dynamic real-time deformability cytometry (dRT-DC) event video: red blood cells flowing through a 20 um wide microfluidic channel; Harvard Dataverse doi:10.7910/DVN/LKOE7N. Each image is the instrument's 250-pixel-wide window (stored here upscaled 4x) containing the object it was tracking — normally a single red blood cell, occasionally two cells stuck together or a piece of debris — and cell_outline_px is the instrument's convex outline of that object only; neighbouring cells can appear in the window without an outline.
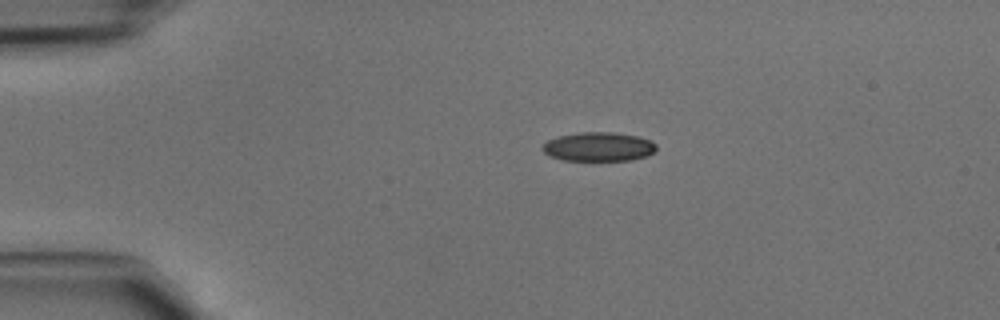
{"species": "common noctule bat (a hibernating species)", "species_latin": "Nyctalus noctula", "temperature_condition": "cold", "stored_images_in_passage": 37, "camera_frame_rate_fps": 3000, "um_per_image_px": 0.085, "animal": {"sex": "male", "body_mass_g": 15.6}, "frame": {"image": 1, "passage_image": 1, "time_ms": 0.0, "image_size_px": [1000, 320], "cell_outline_px": [[656, 148], [652, 152], [644, 156], [632, 160], [564, 160], [552, 156], [544, 152], [540, 148], [548, 140], [556, 136], [580, 132], [612, 132], [636, 136], [652, 140], [656, 144]], "centroid_in_image_um": [50.86, 12.46], "position_along_channel_um": 34.1, "area_um2": 19.13}}
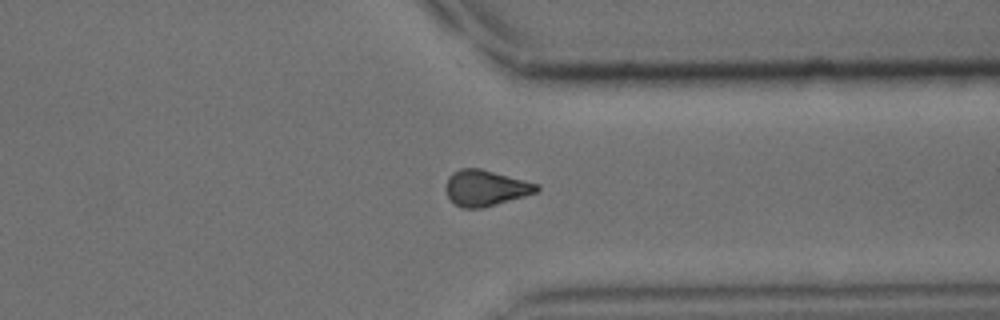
{"frame": {"image": 2, "passage_image": 27, "time_ms": 8.667, "image_size_px": [1000, 320], "cell_outline_px": [[540, 188], [536, 192], [524, 196], [484, 208], [460, 208], [448, 196], [444, 188], [448, 176], [452, 172], [460, 168], [480, 168], [540, 184]], "centroid_in_image_um": [41.25, 15.97], "position_along_channel_um": 370.1, "area_um2": 19.13}}
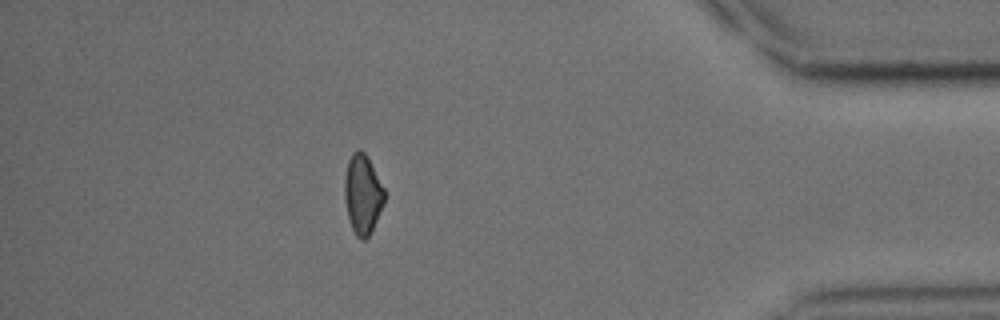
{"frame": {"image": 3, "passage_image": 32, "time_ms": 10.333, "image_size_px": [1000, 320], "cell_outline_px": [[384, 204], [368, 236], [364, 240], [360, 240], [356, 236], [348, 220], [344, 200], [344, 180], [348, 160], [352, 152], [356, 148], [360, 148], [364, 152], [384, 188]], "centroid_in_image_um": [30.79, 16.5], "position_along_channel_um": 404.4, "area_um2": 18.44}}